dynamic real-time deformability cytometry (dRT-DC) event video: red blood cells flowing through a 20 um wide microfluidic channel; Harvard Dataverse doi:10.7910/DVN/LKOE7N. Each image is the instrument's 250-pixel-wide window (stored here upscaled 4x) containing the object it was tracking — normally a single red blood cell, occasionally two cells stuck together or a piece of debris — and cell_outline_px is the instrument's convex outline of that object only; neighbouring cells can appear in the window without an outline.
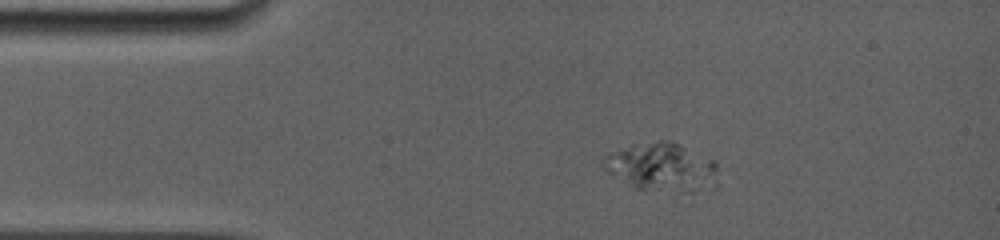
{"species": "common noctule bat (a hibernating species)", "species_latin": "Nyctalus noctula", "temperature_condition": "room temperature", "stored_images_in_passage": 48, "camera_frame_rate_fps": 5000, "um_per_image_px": 0.085, "animal": {"sex": "female", "body_mass_g": 19.0, "forearm_length_mm": 56.7}, "frame": {"image": 1, "passage_image": 1, "time_ms": 0.0, "image_size_px": [1000, 240], "cell_outline_px": [[716, 184], [692, 192], [688, 192], [636, 188], [608, 172], [600, 160], [604, 156], [620, 148], [632, 144], [660, 140], [672, 140], [716, 160]], "centroid_in_image_um": [56.26, 14.16], "position_along_channel_um": 28.7, "area_um2": 32.19}}
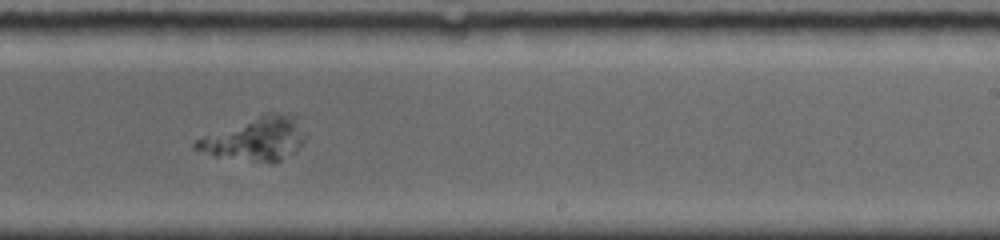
{"frame": {"image": 2, "passage_image": 27, "time_ms": 7.6, "image_size_px": [1000, 240], "cell_outline_px": [[300, 144], [292, 152], [280, 160], [272, 164], [216, 156], [192, 148], [192, 144], [196, 140], [268, 112], [292, 112], [300, 116]], "centroid_in_image_um": [21.73, 11.79], "position_along_channel_um": 267.3, "area_um2": 26.88}}
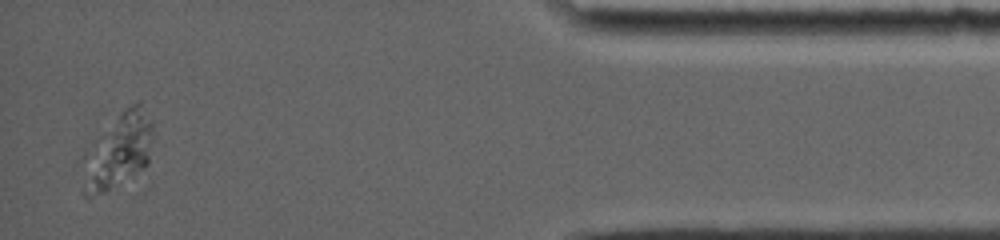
{"frame": {"image": 3, "passage_image": 47, "time_ms": 13.2, "image_size_px": [1000, 240], "cell_outline_px": [[152, 140], [148, 164], [144, 168], [88, 200], [80, 192], [100, 136], [116, 112], [136, 100], [140, 100], [152, 120]], "centroid_in_image_um": [10.2, 12.73], "position_along_channel_um": 425.0, "area_um2": 29.19}}